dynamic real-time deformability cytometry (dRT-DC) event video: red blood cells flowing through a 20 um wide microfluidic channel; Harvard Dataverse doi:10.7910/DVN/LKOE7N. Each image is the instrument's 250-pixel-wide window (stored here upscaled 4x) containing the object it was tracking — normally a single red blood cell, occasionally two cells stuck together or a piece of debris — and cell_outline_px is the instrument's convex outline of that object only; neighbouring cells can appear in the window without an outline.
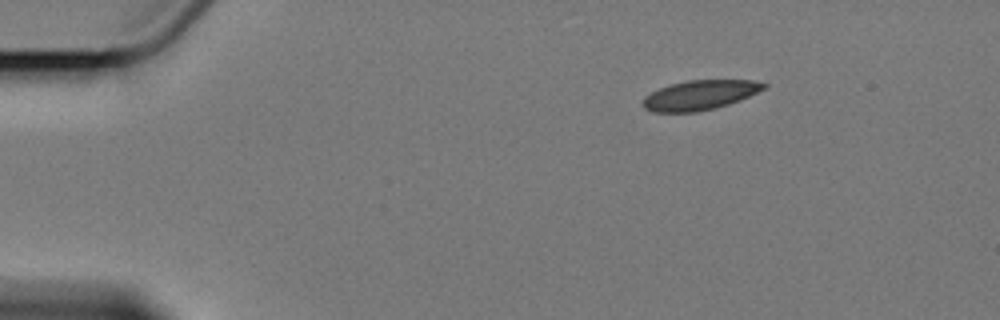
{"species": "Egyptian fruit bat (a non-hibernating species)", "species_latin": "Rousettus aegyptiacus", "temperature_condition": "cold", "stored_images_in_passage": 5, "camera_frame_rate_fps": 3000, "um_per_image_px": 0.085, "animal": {"sex": "female"}, "frame": {"image": 1, "passage_image": 1, "time_ms": 0.0, "image_size_px": [1000, 320], "cell_outline_px": [[768, 84], [764, 88], [740, 100], [716, 108], [696, 112], [652, 112], [644, 108], [644, 96], [668, 84], [688, 80], [752, 80]], "centroid_in_image_um": [59.46, 8.08], "position_along_channel_um": 25.5, "area_um2": 20.75}}
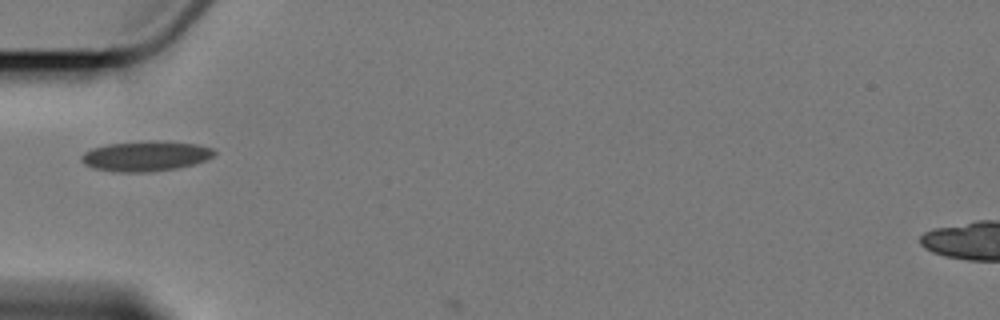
{"frame": {"image": 2, "passage_image": 4, "time_ms": 3.667, "image_size_px": [1000, 320], "cell_outline_px": [[216, 152], [208, 160], [176, 168], [148, 172], [112, 172], [92, 168], [84, 164], [80, 160], [80, 156], [84, 152], [92, 148], [108, 144], [152, 140], [160, 140], [196, 144], [212, 148]], "centroid_in_image_um": [12.35, 13.26], "position_along_channel_um": 72.7, "area_um2": 23.52}}